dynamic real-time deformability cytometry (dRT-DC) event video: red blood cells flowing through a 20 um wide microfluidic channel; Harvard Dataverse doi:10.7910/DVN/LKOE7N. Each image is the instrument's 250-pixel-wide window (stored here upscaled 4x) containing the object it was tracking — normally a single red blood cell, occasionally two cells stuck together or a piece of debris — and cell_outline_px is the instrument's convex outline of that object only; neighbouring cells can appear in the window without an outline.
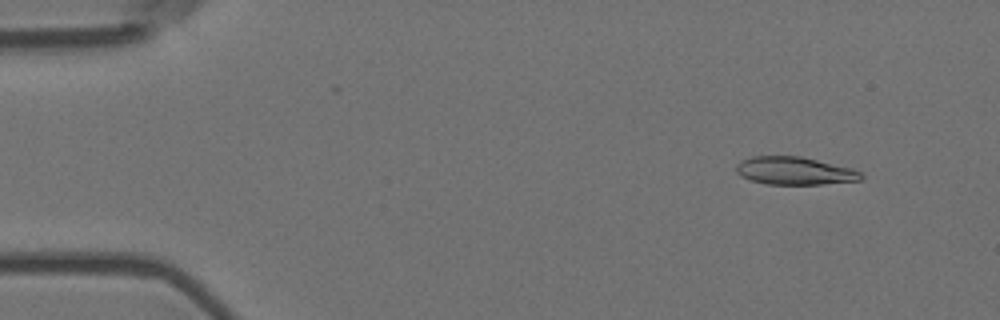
{"species": "Egyptian fruit bat (a non-hibernating species)", "species_latin": "Rousettus aegyptiacus", "temperature_condition": "room temperature", "stored_images_in_passage": 58, "segment_of_instrument_passage": [1, 2], "camera_frame_rate_fps": 3000, "um_per_image_px": 0.085, "animal": {"sex": "female"}, "frame": {"image": 1, "passage_image": 6, "time_ms": 1.667, "image_size_px": [1000, 320], "cell_outline_px": [[864, 176], [860, 180], [820, 184], [768, 184], [752, 180], [740, 176], [736, 172], [736, 164], [740, 160], [752, 156], [800, 156], [852, 168], [860, 172]], "centroid_in_image_um": [67.51, 14.51], "position_along_channel_um": 17.5, "area_um2": 20.17}}
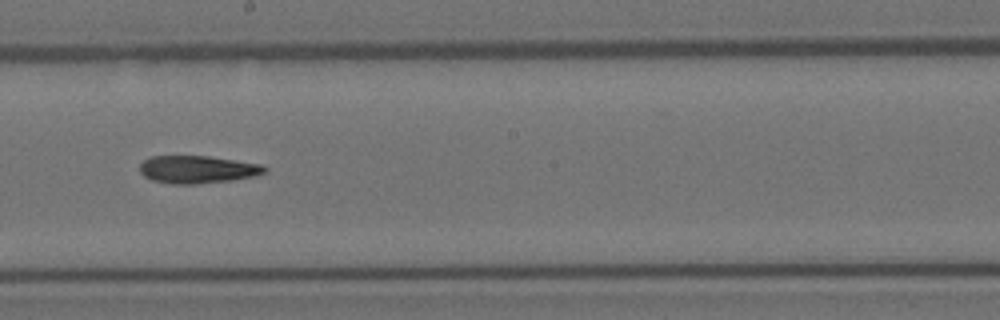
{"frame": {"image": 2, "passage_image": 32, "time_ms": 10.333, "image_size_px": [1000, 320], "cell_outline_px": [[268, 168], [264, 172], [256, 176], [232, 180], [196, 184], [172, 184], [152, 180], [144, 176], [140, 172], [140, 164], [144, 160], [152, 156], [208, 156], [260, 164]], "centroid_in_image_um": [16.77, 14.41], "position_along_channel_um": 231.4, "area_um2": 20.06}}
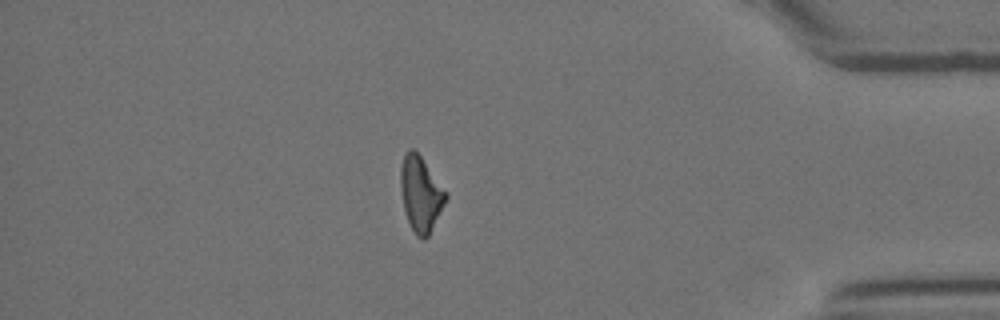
{"frame": {"image": 3, "passage_image": 49, "time_ms": 16.0, "image_size_px": [1000, 320], "cell_outline_px": [[448, 196], [428, 236], [424, 240], [420, 240], [416, 236], [408, 220], [404, 208], [400, 188], [400, 168], [404, 156], [408, 148], [412, 148], [420, 156], [448, 192]], "centroid_in_image_um": [35.76, 16.48], "position_along_channel_um": 399.4, "area_um2": 19.65}}